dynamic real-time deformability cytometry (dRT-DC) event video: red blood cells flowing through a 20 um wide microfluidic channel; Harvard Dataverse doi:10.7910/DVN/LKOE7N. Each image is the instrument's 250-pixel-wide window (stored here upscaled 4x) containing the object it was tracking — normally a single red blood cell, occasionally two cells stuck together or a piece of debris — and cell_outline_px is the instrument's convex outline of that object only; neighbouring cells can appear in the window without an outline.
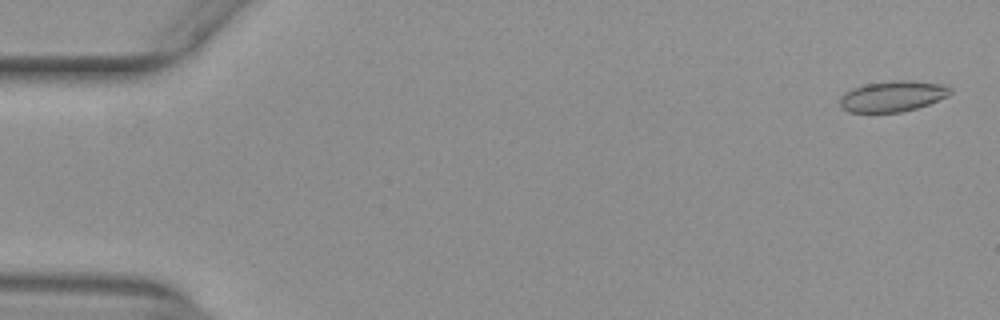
{"species": "common noctule bat (a hibernating species)", "species_latin": "Nyctalus noctula", "temperature_condition": "warm", "stored_images_in_passage": 20, "camera_frame_rate_fps": 3000, "um_per_image_px": 0.085, "animal": {"sex": "female", "body_mass_g": 29.2, "forearm_length_mm": 56.3}, "frame": {"image": 1, "passage_image": 2, "time_ms": 0.333, "image_size_px": [1000, 320], "cell_outline_px": [[952, 92], [948, 96], [928, 104], [916, 108], [900, 112], [848, 112], [840, 108], [840, 96], [844, 92], [852, 88], [864, 84], [892, 80], [912, 80], [944, 84], [952, 88]], "centroid_in_image_um": [75.86, 8.17], "position_along_channel_um": 9.1, "area_um2": 20.06}}
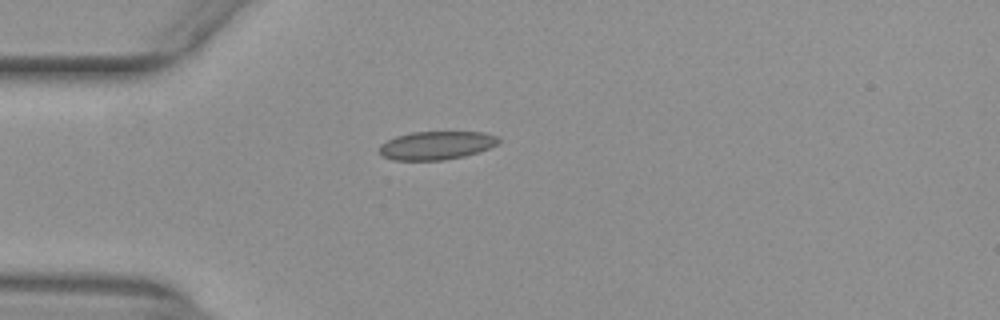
{"frame": {"image": 2, "passage_image": 15, "time_ms": 4.667, "image_size_px": [1000, 320], "cell_outline_px": [[500, 140], [496, 144], [488, 148], [464, 156], [444, 160], [392, 160], [380, 156], [380, 144], [396, 136], [412, 132], [484, 132], [496, 136]], "centroid_in_image_um": [37.05, 12.36], "position_along_channel_um": 48.0, "area_um2": 19.59}}
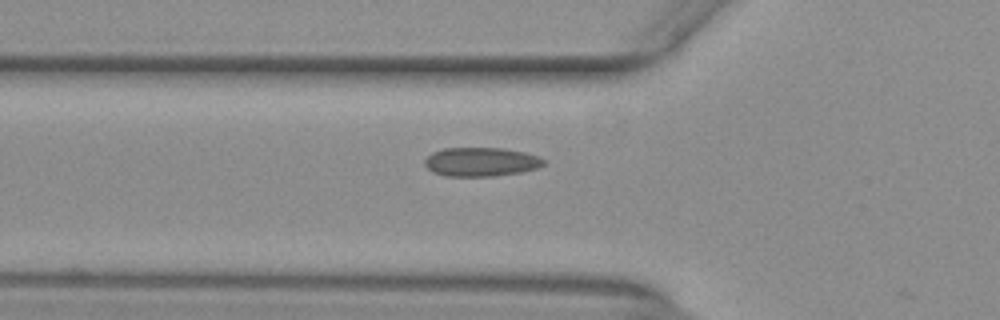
{"frame": {"image": 3, "passage_image": 19, "time_ms": 6.0, "image_size_px": [1000, 320], "cell_outline_px": [[548, 160], [544, 164], [536, 168], [520, 172], [492, 176], [444, 176], [432, 172], [424, 164], [424, 160], [432, 152], [444, 148], [504, 148], [524, 152], [540, 156]], "centroid_in_image_um": [40.89, 13.75], "position_along_channel_um": 84.9, "area_um2": 20.17}}